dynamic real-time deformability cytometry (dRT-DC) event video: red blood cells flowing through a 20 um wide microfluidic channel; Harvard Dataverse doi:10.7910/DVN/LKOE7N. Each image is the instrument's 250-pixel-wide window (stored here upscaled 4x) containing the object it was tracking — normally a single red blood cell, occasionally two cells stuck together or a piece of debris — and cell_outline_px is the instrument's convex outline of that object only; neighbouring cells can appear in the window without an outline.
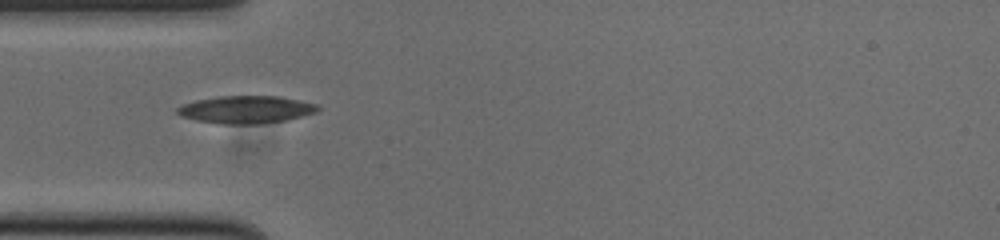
{"species": "common noctule bat (a hibernating species)", "species_latin": "Nyctalus noctula", "temperature_condition": "cold", "stored_images_in_passage": 39, "camera_frame_rate_fps": 3000, "um_per_image_px": 0.085, "animal": {"sex": "male", "body_mass_g": 20.0, "forearm_length_mm": 53.3}, "frame": {"image": 1, "passage_image": 1, "time_ms": 0.0, "image_size_px": [1000, 240], "cell_outline_px": [[320, 108], [316, 112], [284, 120], [260, 124], [220, 124], [196, 120], [180, 116], [176, 112], [176, 108], [184, 104], [196, 100], [216, 96], [280, 96], [320, 104]], "centroid_in_image_um": [20.91, 9.3], "position_along_channel_um": 64.1, "area_um2": 22.66}}
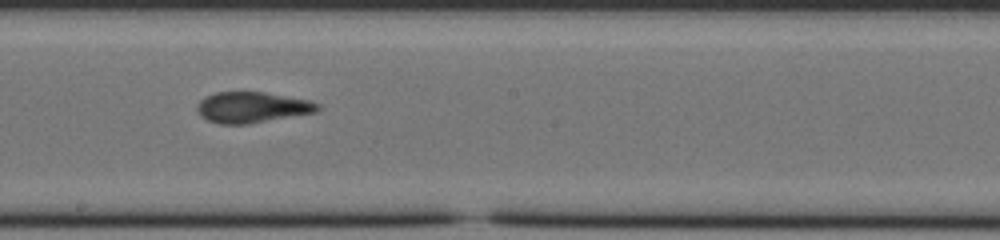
{"frame": {"image": 2, "passage_image": 14, "time_ms": 4.333, "image_size_px": [1000, 240], "cell_outline_px": [[320, 108], [316, 112], [248, 124], [220, 124], [208, 120], [200, 116], [196, 108], [200, 100], [204, 96], [216, 92], [264, 92], [312, 100], [320, 104]], "centroid_in_image_um": [21.43, 9.12], "position_along_channel_um": 226.8, "area_um2": 21.79}}
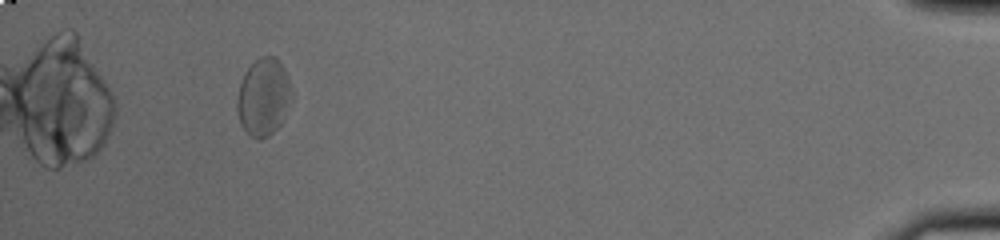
{"frame": {"image": 3, "passage_image": 35, "time_ms": 11.333, "image_size_px": [1000, 240], "cell_outline_px": [[288, 88], [280, 124], [268, 136], [260, 140], [252, 136], [240, 124], [236, 108], [236, 104], [240, 84], [248, 68], [260, 56], [276, 56], [280, 60], [284, 68], [288, 80]], "centroid_in_image_um": [22.31, 8.22], "position_along_channel_um": 412.9, "area_um2": 23.35}, "authors_computed_cell_mechanics": {"area_um2": 22.3108, "velocity_mm_per_s": 3.7381, "shape_relaxation_time_tau1_ms": null, "shape_relaxation_time_tau2_ms": 2.3661, "deformation_change_tau1": null, "deformation_change_tau2": 0.0974}}